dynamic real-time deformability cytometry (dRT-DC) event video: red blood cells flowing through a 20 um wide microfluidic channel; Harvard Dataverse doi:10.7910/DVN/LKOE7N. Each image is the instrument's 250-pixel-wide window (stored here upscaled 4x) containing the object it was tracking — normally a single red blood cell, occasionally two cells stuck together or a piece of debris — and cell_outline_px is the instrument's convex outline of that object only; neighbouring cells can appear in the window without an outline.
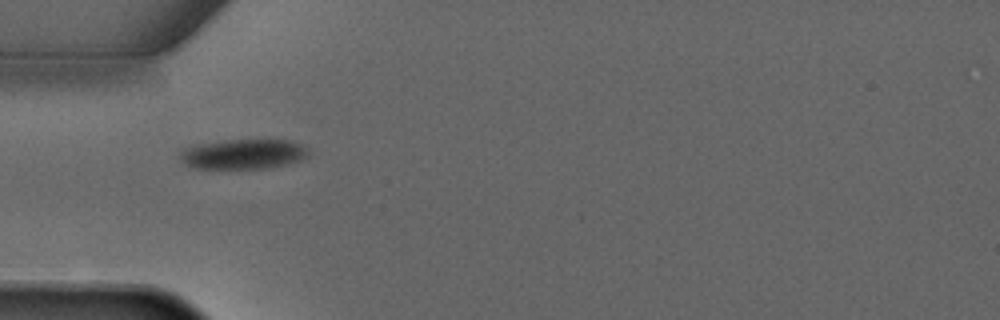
{"species": "common noctule bat (a hibernating species)", "species_latin": "Nyctalus noctula", "temperature_condition": "warm", "stored_images_in_passage": 3, "camera_frame_rate_fps": 3000, "um_per_image_px": 0.085, "animal": {"sex": "male", "forearm_length_mm": 52.5}, "frame": {"image": 1, "passage_image": 2, "time_ms": 1.333, "image_size_px": [1000, 320], "cell_outline_px": [[308, 156], [300, 160], [284, 164], [264, 168], [192, 168], [184, 164], [180, 160], [180, 148], [196, 144], [224, 140], [288, 140], [300, 144], [308, 148]], "centroid_in_image_um": [20.6, 13.09], "position_along_channel_um": 64.4, "area_um2": 22.43}}